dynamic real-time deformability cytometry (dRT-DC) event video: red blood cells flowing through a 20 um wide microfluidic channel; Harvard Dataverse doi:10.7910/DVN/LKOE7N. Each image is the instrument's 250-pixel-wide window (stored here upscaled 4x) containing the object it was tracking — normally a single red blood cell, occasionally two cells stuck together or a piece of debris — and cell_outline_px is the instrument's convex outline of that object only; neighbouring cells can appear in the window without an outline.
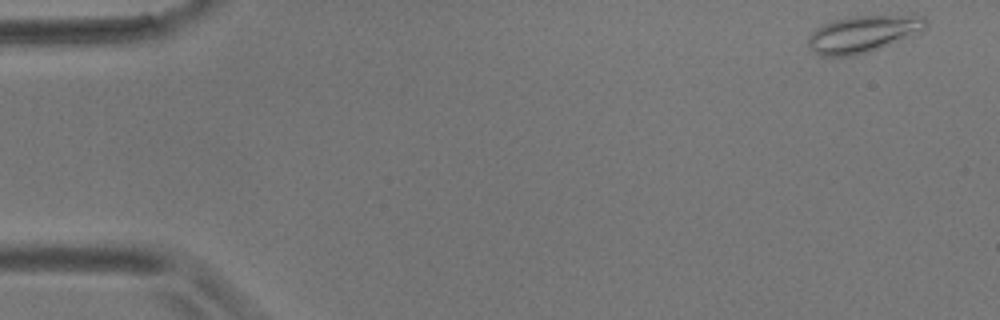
{"species": "common noctule bat (a hibernating species)", "species_latin": "Nyctalus noctula", "temperature_condition": "room temperature", "stored_images_in_passage": 3, "camera_frame_rate_fps": 3000, "um_per_image_px": 0.085, "animal": {"sex": "male", "body_mass_g": 17.9}, "frame": {"image": 1, "passage_image": 1, "time_ms": 0.0, "image_size_px": [1000, 320], "cell_outline_px": [[928, 28], [924, 32], [868, 52], [852, 56], [824, 56], [816, 52], [808, 44], [808, 36], [816, 28], [824, 24], [848, 16], [912, 12], [916, 12], [924, 16], [928, 20]], "centroid_in_image_um": [73.54, 2.81], "position_along_channel_um": 11.5, "area_um2": 26.36}}